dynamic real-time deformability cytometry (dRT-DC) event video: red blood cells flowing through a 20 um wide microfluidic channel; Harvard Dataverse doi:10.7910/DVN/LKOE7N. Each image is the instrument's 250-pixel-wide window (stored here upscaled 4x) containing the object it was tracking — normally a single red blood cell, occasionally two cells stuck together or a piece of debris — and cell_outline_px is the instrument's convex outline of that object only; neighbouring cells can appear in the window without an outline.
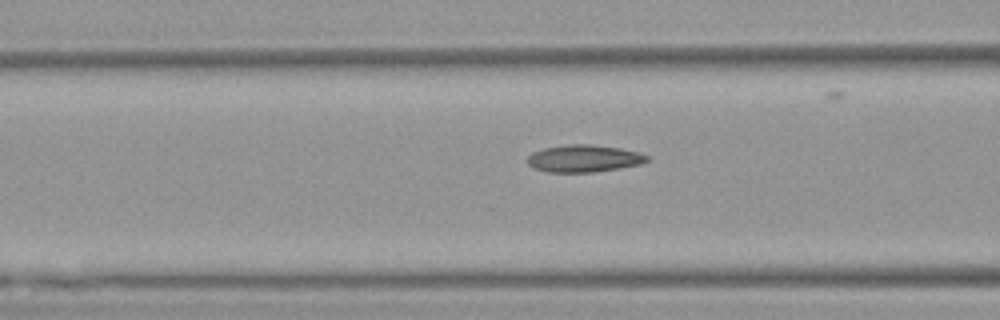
{"species": "Egyptian fruit bat (a non-hibernating species)", "species_latin": "Rousettus aegyptiacus", "temperature_condition": "warm", "stored_images_in_passage": 21, "camera_frame_rate_fps": 3000, "um_per_image_px": 0.085, "animal": {"sex": "female"}, "frame": {"image": 1, "passage_image": 15, "time_ms": 4.667, "image_size_px": [1000, 320], "cell_outline_px": [[652, 160], [640, 164], [592, 172], [548, 172], [536, 168], [528, 164], [524, 160], [532, 152], [544, 148], [572, 144], [592, 144], [620, 148], [640, 152], [652, 156]], "centroid_in_image_um": [49.67, 13.46], "position_along_channel_um": 116.9, "area_um2": 19.07}}
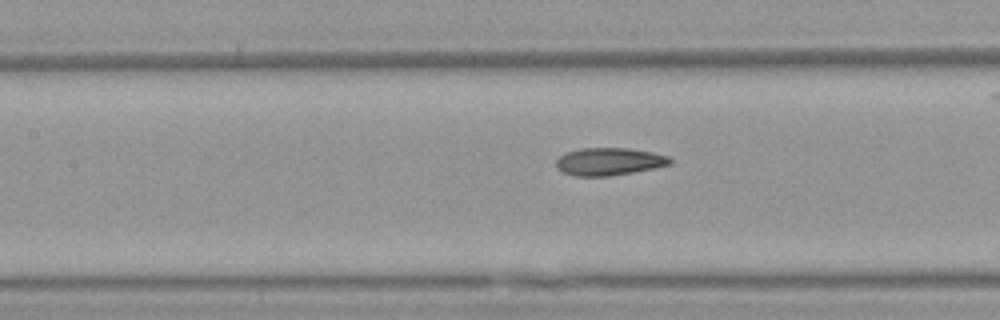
{"frame": {"image": 2, "passage_image": 18, "time_ms": 5.667, "image_size_px": [1000, 320], "cell_outline_px": [[672, 164], [656, 168], [608, 176], [576, 176], [564, 172], [556, 168], [556, 160], [560, 156], [568, 152], [580, 148], [628, 148], [652, 152], [672, 156]], "centroid_in_image_um": [51.82, 13.73], "position_along_channel_um": 155.6, "area_um2": 18.38}}